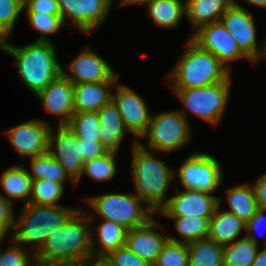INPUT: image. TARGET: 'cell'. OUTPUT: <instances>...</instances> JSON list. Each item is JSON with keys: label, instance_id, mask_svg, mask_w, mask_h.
<instances>
[{"label": "cell", "instance_id": "cell-9", "mask_svg": "<svg viewBox=\"0 0 266 266\" xmlns=\"http://www.w3.org/2000/svg\"><path fill=\"white\" fill-rule=\"evenodd\" d=\"M220 161L206 152L188 155L179 168L174 169L182 188L205 191L211 194L223 183V171Z\"/></svg>", "mask_w": 266, "mask_h": 266}, {"label": "cell", "instance_id": "cell-27", "mask_svg": "<svg viewBox=\"0 0 266 266\" xmlns=\"http://www.w3.org/2000/svg\"><path fill=\"white\" fill-rule=\"evenodd\" d=\"M229 210L239 219L247 223L256 214L258 208L253 186L249 183L232 186L226 191Z\"/></svg>", "mask_w": 266, "mask_h": 266}, {"label": "cell", "instance_id": "cell-38", "mask_svg": "<svg viewBox=\"0 0 266 266\" xmlns=\"http://www.w3.org/2000/svg\"><path fill=\"white\" fill-rule=\"evenodd\" d=\"M11 243L5 250L0 249V266H33L35 254L12 240Z\"/></svg>", "mask_w": 266, "mask_h": 266}, {"label": "cell", "instance_id": "cell-35", "mask_svg": "<svg viewBox=\"0 0 266 266\" xmlns=\"http://www.w3.org/2000/svg\"><path fill=\"white\" fill-rule=\"evenodd\" d=\"M26 16L31 27L39 32L35 42H53L49 36L60 32L62 26L67 27L61 15L26 12Z\"/></svg>", "mask_w": 266, "mask_h": 266}, {"label": "cell", "instance_id": "cell-32", "mask_svg": "<svg viewBox=\"0 0 266 266\" xmlns=\"http://www.w3.org/2000/svg\"><path fill=\"white\" fill-rule=\"evenodd\" d=\"M115 152H105L103 155L85 161L81 178L85 175L96 182L111 181L117 173Z\"/></svg>", "mask_w": 266, "mask_h": 266}, {"label": "cell", "instance_id": "cell-13", "mask_svg": "<svg viewBox=\"0 0 266 266\" xmlns=\"http://www.w3.org/2000/svg\"><path fill=\"white\" fill-rule=\"evenodd\" d=\"M190 38L202 49L211 52L230 71L233 61L245 59L253 62L239 49L232 35L221 21L201 26Z\"/></svg>", "mask_w": 266, "mask_h": 266}, {"label": "cell", "instance_id": "cell-16", "mask_svg": "<svg viewBox=\"0 0 266 266\" xmlns=\"http://www.w3.org/2000/svg\"><path fill=\"white\" fill-rule=\"evenodd\" d=\"M66 67L62 66V74L74 85L118 81L120 76L114 72V69L103 57L94 52L88 45Z\"/></svg>", "mask_w": 266, "mask_h": 266}, {"label": "cell", "instance_id": "cell-4", "mask_svg": "<svg viewBox=\"0 0 266 266\" xmlns=\"http://www.w3.org/2000/svg\"><path fill=\"white\" fill-rule=\"evenodd\" d=\"M185 46V51L167 73L170 88L206 87L225 81L231 75V71L218 58L190 37Z\"/></svg>", "mask_w": 266, "mask_h": 266}, {"label": "cell", "instance_id": "cell-44", "mask_svg": "<svg viewBox=\"0 0 266 266\" xmlns=\"http://www.w3.org/2000/svg\"><path fill=\"white\" fill-rule=\"evenodd\" d=\"M259 209H266V173H263L252 184Z\"/></svg>", "mask_w": 266, "mask_h": 266}, {"label": "cell", "instance_id": "cell-22", "mask_svg": "<svg viewBox=\"0 0 266 266\" xmlns=\"http://www.w3.org/2000/svg\"><path fill=\"white\" fill-rule=\"evenodd\" d=\"M222 200V197L219 198V206L209 221L208 238L219 245L227 246L243 238L240 236L245 232L246 223L235 214L221 211Z\"/></svg>", "mask_w": 266, "mask_h": 266}, {"label": "cell", "instance_id": "cell-14", "mask_svg": "<svg viewBox=\"0 0 266 266\" xmlns=\"http://www.w3.org/2000/svg\"><path fill=\"white\" fill-rule=\"evenodd\" d=\"M220 21L239 49L254 63L260 55L262 45L258 43L257 26L250 10L238 2L232 3Z\"/></svg>", "mask_w": 266, "mask_h": 266}, {"label": "cell", "instance_id": "cell-36", "mask_svg": "<svg viewBox=\"0 0 266 266\" xmlns=\"http://www.w3.org/2000/svg\"><path fill=\"white\" fill-rule=\"evenodd\" d=\"M21 13L23 0H0V42L10 40Z\"/></svg>", "mask_w": 266, "mask_h": 266}, {"label": "cell", "instance_id": "cell-20", "mask_svg": "<svg viewBox=\"0 0 266 266\" xmlns=\"http://www.w3.org/2000/svg\"><path fill=\"white\" fill-rule=\"evenodd\" d=\"M118 81L82 83L74 85L75 112H97L112 101L114 87Z\"/></svg>", "mask_w": 266, "mask_h": 266}, {"label": "cell", "instance_id": "cell-5", "mask_svg": "<svg viewBox=\"0 0 266 266\" xmlns=\"http://www.w3.org/2000/svg\"><path fill=\"white\" fill-rule=\"evenodd\" d=\"M21 208L19 214L15 213L11 240L24 245V248L25 245L31 246L29 250L36 254L48 236L59 229L79 207L28 203Z\"/></svg>", "mask_w": 266, "mask_h": 266}, {"label": "cell", "instance_id": "cell-39", "mask_svg": "<svg viewBox=\"0 0 266 266\" xmlns=\"http://www.w3.org/2000/svg\"><path fill=\"white\" fill-rule=\"evenodd\" d=\"M115 266H153L150 262L141 259L126 246L118 248L106 256Z\"/></svg>", "mask_w": 266, "mask_h": 266}, {"label": "cell", "instance_id": "cell-26", "mask_svg": "<svg viewBox=\"0 0 266 266\" xmlns=\"http://www.w3.org/2000/svg\"><path fill=\"white\" fill-rule=\"evenodd\" d=\"M146 10L154 25L163 29L180 26L186 17L185 0H151Z\"/></svg>", "mask_w": 266, "mask_h": 266}, {"label": "cell", "instance_id": "cell-21", "mask_svg": "<svg viewBox=\"0 0 266 266\" xmlns=\"http://www.w3.org/2000/svg\"><path fill=\"white\" fill-rule=\"evenodd\" d=\"M100 121V142L107 152L117 153L128 131L126 130L121 114L111 101L97 111Z\"/></svg>", "mask_w": 266, "mask_h": 266}, {"label": "cell", "instance_id": "cell-34", "mask_svg": "<svg viewBox=\"0 0 266 266\" xmlns=\"http://www.w3.org/2000/svg\"><path fill=\"white\" fill-rule=\"evenodd\" d=\"M64 191L65 186L60 183L45 179L32 180L29 204L63 205L59 201Z\"/></svg>", "mask_w": 266, "mask_h": 266}, {"label": "cell", "instance_id": "cell-30", "mask_svg": "<svg viewBox=\"0 0 266 266\" xmlns=\"http://www.w3.org/2000/svg\"><path fill=\"white\" fill-rule=\"evenodd\" d=\"M30 159V170L27 168L28 175L32 180L45 179L65 185L66 181L75 183L69 178L63 167L47 152L44 155L35 156Z\"/></svg>", "mask_w": 266, "mask_h": 266}, {"label": "cell", "instance_id": "cell-18", "mask_svg": "<svg viewBox=\"0 0 266 266\" xmlns=\"http://www.w3.org/2000/svg\"><path fill=\"white\" fill-rule=\"evenodd\" d=\"M35 97L46 113L59 117L58 125H66L75 113L74 84L63 74H60Z\"/></svg>", "mask_w": 266, "mask_h": 266}, {"label": "cell", "instance_id": "cell-33", "mask_svg": "<svg viewBox=\"0 0 266 266\" xmlns=\"http://www.w3.org/2000/svg\"><path fill=\"white\" fill-rule=\"evenodd\" d=\"M66 126L79 139L100 142V121L97 112H75Z\"/></svg>", "mask_w": 266, "mask_h": 266}, {"label": "cell", "instance_id": "cell-24", "mask_svg": "<svg viewBox=\"0 0 266 266\" xmlns=\"http://www.w3.org/2000/svg\"><path fill=\"white\" fill-rule=\"evenodd\" d=\"M232 5L231 0H185V13L194 33L201 26L218 22Z\"/></svg>", "mask_w": 266, "mask_h": 266}, {"label": "cell", "instance_id": "cell-47", "mask_svg": "<svg viewBox=\"0 0 266 266\" xmlns=\"http://www.w3.org/2000/svg\"><path fill=\"white\" fill-rule=\"evenodd\" d=\"M232 3H236L237 1L236 0H231ZM244 3H247L248 5H252L254 7H258V8H261V9H266V0H241Z\"/></svg>", "mask_w": 266, "mask_h": 266}, {"label": "cell", "instance_id": "cell-10", "mask_svg": "<svg viewBox=\"0 0 266 266\" xmlns=\"http://www.w3.org/2000/svg\"><path fill=\"white\" fill-rule=\"evenodd\" d=\"M65 24L79 29L81 34H92L102 26L115 0H58ZM69 20V22H68Z\"/></svg>", "mask_w": 266, "mask_h": 266}, {"label": "cell", "instance_id": "cell-17", "mask_svg": "<svg viewBox=\"0 0 266 266\" xmlns=\"http://www.w3.org/2000/svg\"><path fill=\"white\" fill-rule=\"evenodd\" d=\"M175 187L168 203L159 211L162 216L212 217L219 206L220 196L205 191Z\"/></svg>", "mask_w": 266, "mask_h": 266}, {"label": "cell", "instance_id": "cell-11", "mask_svg": "<svg viewBox=\"0 0 266 266\" xmlns=\"http://www.w3.org/2000/svg\"><path fill=\"white\" fill-rule=\"evenodd\" d=\"M48 153L63 167L69 178L78 185L81 181L84 159L82 139L66 125L51 128L48 136Z\"/></svg>", "mask_w": 266, "mask_h": 266}, {"label": "cell", "instance_id": "cell-2", "mask_svg": "<svg viewBox=\"0 0 266 266\" xmlns=\"http://www.w3.org/2000/svg\"><path fill=\"white\" fill-rule=\"evenodd\" d=\"M9 39L0 42V49L12 56L22 84L36 96L62 74L54 42H35L16 46Z\"/></svg>", "mask_w": 266, "mask_h": 266}, {"label": "cell", "instance_id": "cell-37", "mask_svg": "<svg viewBox=\"0 0 266 266\" xmlns=\"http://www.w3.org/2000/svg\"><path fill=\"white\" fill-rule=\"evenodd\" d=\"M153 266H189L187 244L167 240Z\"/></svg>", "mask_w": 266, "mask_h": 266}, {"label": "cell", "instance_id": "cell-51", "mask_svg": "<svg viewBox=\"0 0 266 266\" xmlns=\"http://www.w3.org/2000/svg\"><path fill=\"white\" fill-rule=\"evenodd\" d=\"M33 266H59V265H53V264H45V263H40V262H35Z\"/></svg>", "mask_w": 266, "mask_h": 266}, {"label": "cell", "instance_id": "cell-31", "mask_svg": "<svg viewBox=\"0 0 266 266\" xmlns=\"http://www.w3.org/2000/svg\"><path fill=\"white\" fill-rule=\"evenodd\" d=\"M259 246L247 237L224 246L223 266H252Z\"/></svg>", "mask_w": 266, "mask_h": 266}, {"label": "cell", "instance_id": "cell-23", "mask_svg": "<svg viewBox=\"0 0 266 266\" xmlns=\"http://www.w3.org/2000/svg\"><path fill=\"white\" fill-rule=\"evenodd\" d=\"M91 221L92 254L93 256H107L109 253L125 246L127 229L116 222L100 219L94 225Z\"/></svg>", "mask_w": 266, "mask_h": 266}, {"label": "cell", "instance_id": "cell-46", "mask_svg": "<svg viewBox=\"0 0 266 266\" xmlns=\"http://www.w3.org/2000/svg\"><path fill=\"white\" fill-rule=\"evenodd\" d=\"M252 266H266V246L258 250Z\"/></svg>", "mask_w": 266, "mask_h": 266}, {"label": "cell", "instance_id": "cell-12", "mask_svg": "<svg viewBox=\"0 0 266 266\" xmlns=\"http://www.w3.org/2000/svg\"><path fill=\"white\" fill-rule=\"evenodd\" d=\"M112 101L121 114L126 130L138 142L147 131L152 115L145 99L134 89L118 81L113 90Z\"/></svg>", "mask_w": 266, "mask_h": 266}, {"label": "cell", "instance_id": "cell-45", "mask_svg": "<svg viewBox=\"0 0 266 266\" xmlns=\"http://www.w3.org/2000/svg\"><path fill=\"white\" fill-rule=\"evenodd\" d=\"M84 266H115L106 256H92Z\"/></svg>", "mask_w": 266, "mask_h": 266}, {"label": "cell", "instance_id": "cell-25", "mask_svg": "<svg viewBox=\"0 0 266 266\" xmlns=\"http://www.w3.org/2000/svg\"><path fill=\"white\" fill-rule=\"evenodd\" d=\"M0 175V187L4 191L0 195L12 204L15 200L22 201V205L28 204L31 196L32 178L28 175L26 167L15 164L6 168Z\"/></svg>", "mask_w": 266, "mask_h": 266}, {"label": "cell", "instance_id": "cell-49", "mask_svg": "<svg viewBox=\"0 0 266 266\" xmlns=\"http://www.w3.org/2000/svg\"><path fill=\"white\" fill-rule=\"evenodd\" d=\"M121 6H126V5H134V4H144V6H148L149 2L151 0H119Z\"/></svg>", "mask_w": 266, "mask_h": 266}, {"label": "cell", "instance_id": "cell-6", "mask_svg": "<svg viewBox=\"0 0 266 266\" xmlns=\"http://www.w3.org/2000/svg\"><path fill=\"white\" fill-rule=\"evenodd\" d=\"M84 200L87 206L83 209L89 213L90 220L113 221L127 230L146 224L155 215L135 193H103ZM92 212L97 214L95 218Z\"/></svg>", "mask_w": 266, "mask_h": 266}, {"label": "cell", "instance_id": "cell-7", "mask_svg": "<svg viewBox=\"0 0 266 266\" xmlns=\"http://www.w3.org/2000/svg\"><path fill=\"white\" fill-rule=\"evenodd\" d=\"M231 77L206 87L172 89V93L183 104L182 109L178 110L189 122L188 113H191L213 127L219 125L230 99Z\"/></svg>", "mask_w": 266, "mask_h": 266}, {"label": "cell", "instance_id": "cell-15", "mask_svg": "<svg viewBox=\"0 0 266 266\" xmlns=\"http://www.w3.org/2000/svg\"><path fill=\"white\" fill-rule=\"evenodd\" d=\"M46 119H30L11 126L4 133L22 160L48 152V136L52 128Z\"/></svg>", "mask_w": 266, "mask_h": 266}, {"label": "cell", "instance_id": "cell-1", "mask_svg": "<svg viewBox=\"0 0 266 266\" xmlns=\"http://www.w3.org/2000/svg\"><path fill=\"white\" fill-rule=\"evenodd\" d=\"M89 213L79 207L35 254L36 261L59 266H84L93 256Z\"/></svg>", "mask_w": 266, "mask_h": 266}, {"label": "cell", "instance_id": "cell-8", "mask_svg": "<svg viewBox=\"0 0 266 266\" xmlns=\"http://www.w3.org/2000/svg\"><path fill=\"white\" fill-rule=\"evenodd\" d=\"M190 125V122L177 109L153 113L147 131L138 143L145 149L167 155L183 148L191 140ZM144 139L147 145L141 142Z\"/></svg>", "mask_w": 266, "mask_h": 266}, {"label": "cell", "instance_id": "cell-28", "mask_svg": "<svg viewBox=\"0 0 266 266\" xmlns=\"http://www.w3.org/2000/svg\"><path fill=\"white\" fill-rule=\"evenodd\" d=\"M173 220L174 228L180 238L168 234V240L180 243H190L208 238L209 221L211 217L199 216H164Z\"/></svg>", "mask_w": 266, "mask_h": 266}, {"label": "cell", "instance_id": "cell-48", "mask_svg": "<svg viewBox=\"0 0 266 266\" xmlns=\"http://www.w3.org/2000/svg\"><path fill=\"white\" fill-rule=\"evenodd\" d=\"M9 236V239H12V231L6 225L0 223V245Z\"/></svg>", "mask_w": 266, "mask_h": 266}, {"label": "cell", "instance_id": "cell-43", "mask_svg": "<svg viewBox=\"0 0 266 266\" xmlns=\"http://www.w3.org/2000/svg\"><path fill=\"white\" fill-rule=\"evenodd\" d=\"M106 150L102 147L101 142H93L82 139V155L84 161L103 155Z\"/></svg>", "mask_w": 266, "mask_h": 266}, {"label": "cell", "instance_id": "cell-50", "mask_svg": "<svg viewBox=\"0 0 266 266\" xmlns=\"http://www.w3.org/2000/svg\"><path fill=\"white\" fill-rule=\"evenodd\" d=\"M262 59H264L266 61V37H265L264 42L262 43L260 55L257 58V60L253 63V65H257V63H259Z\"/></svg>", "mask_w": 266, "mask_h": 266}, {"label": "cell", "instance_id": "cell-42", "mask_svg": "<svg viewBox=\"0 0 266 266\" xmlns=\"http://www.w3.org/2000/svg\"><path fill=\"white\" fill-rule=\"evenodd\" d=\"M14 204L0 195V223L6 225L11 231L14 227Z\"/></svg>", "mask_w": 266, "mask_h": 266}, {"label": "cell", "instance_id": "cell-3", "mask_svg": "<svg viewBox=\"0 0 266 266\" xmlns=\"http://www.w3.org/2000/svg\"><path fill=\"white\" fill-rule=\"evenodd\" d=\"M131 178L134 192L156 215L168 203L167 191L175 183L174 170L157 158V152L143 148L135 139L131 145Z\"/></svg>", "mask_w": 266, "mask_h": 266}, {"label": "cell", "instance_id": "cell-41", "mask_svg": "<svg viewBox=\"0 0 266 266\" xmlns=\"http://www.w3.org/2000/svg\"><path fill=\"white\" fill-rule=\"evenodd\" d=\"M23 12L61 15L58 0H24Z\"/></svg>", "mask_w": 266, "mask_h": 266}, {"label": "cell", "instance_id": "cell-19", "mask_svg": "<svg viewBox=\"0 0 266 266\" xmlns=\"http://www.w3.org/2000/svg\"><path fill=\"white\" fill-rule=\"evenodd\" d=\"M160 228L162 225L153 217L146 224L127 230L125 246L153 265L168 240V234L157 231Z\"/></svg>", "mask_w": 266, "mask_h": 266}, {"label": "cell", "instance_id": "cell-40", "mask_svg": "<svg viewBox=\"0 0 266 266\" xmlns=\"http://www.w3.org/2000/svg\"><path fill=\"white\" fill-rule=\"evenodd\" d=\"M265 214H266V209H258L256 214L252 217V219L250 221H248L245 225V232H246L245 237L252 240L258 246L261 243H260V241L258 239V235H256V233L258 234V233H260L259 230L263 229L264 227L266 228V215ZM262 225H264V226H262ZM263 233L264 234L262 235L263 236L262 238H264V241L262 243L264 246H266V235H265L266 232L263 231Z\"/></svg>", "mask_w": 266, "mask_h": 266}, {"label": "cell", "instance_id": "cell-29", "mask_svg": "<svg viewBox=\"0 0 266 266\" xmlns=\"http://www.w3.org/2000/svg\"><path fill=\"white\" fill-rule=\"evenodd\" d=\"M189 266H223L224 246L209 238L187 243Z\"/></svg>", "mask_w": 266, "mask_h": 266}]
</instances>
